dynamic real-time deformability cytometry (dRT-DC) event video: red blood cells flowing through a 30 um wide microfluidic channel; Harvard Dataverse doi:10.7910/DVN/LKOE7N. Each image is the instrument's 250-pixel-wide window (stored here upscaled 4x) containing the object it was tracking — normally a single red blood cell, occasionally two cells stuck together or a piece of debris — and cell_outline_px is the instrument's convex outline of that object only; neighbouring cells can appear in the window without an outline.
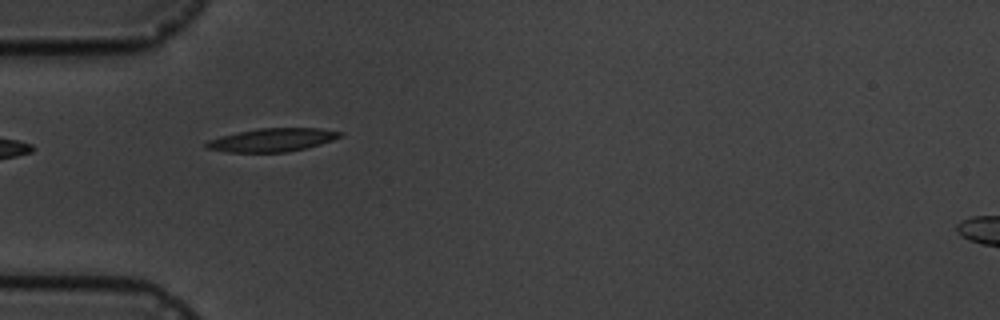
{"species": "common noctule bat (a hibernating species)", "species_latin": "Nyctalus noctula", "temperature_condition": "cold", "stored_images_in_passage": 6, "camera_frame_rate_fps": 3000, "um_per_image_px": 0.085, "animal": {"sex": "male", "body_mass_g": 19.5, "forearm_length_mm": 54.6}, "frame": {"image": 1, "passage_image": 5, "time_ms": 5.667, "image_size_px": [1000, 320], "cell_outline_px": [[344, 136], [320, 144], [304, 148], [284, 152], [228, 152], [204, 148], [204, 144], [208, 140], [220, 136], [260, 128], [320, 128], [344, 132]], "centroid_in_image_um": [23.15, 11.89], "position_along_channel_um": 61.9, "area_um2": 18.09}}
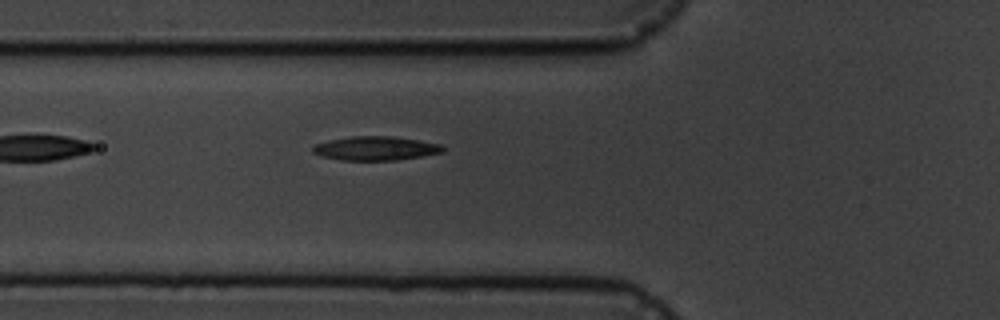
{"frame": {"image": 2, "passage_image": 6, "time_ms": 6.667, "image_size_px": [1000, 320], "cell_outline_px": [[444, 152], [396, 160], [340, 160], [320, 156], [312, 152], [312, 144], [328, 140], [352, 136], [392, 136], [440, 144], [444, 148]], "centroid_in_image_um": [31.85, 12.61], "position_along_channel_um": 94.0, "area_um2": 18.15}}